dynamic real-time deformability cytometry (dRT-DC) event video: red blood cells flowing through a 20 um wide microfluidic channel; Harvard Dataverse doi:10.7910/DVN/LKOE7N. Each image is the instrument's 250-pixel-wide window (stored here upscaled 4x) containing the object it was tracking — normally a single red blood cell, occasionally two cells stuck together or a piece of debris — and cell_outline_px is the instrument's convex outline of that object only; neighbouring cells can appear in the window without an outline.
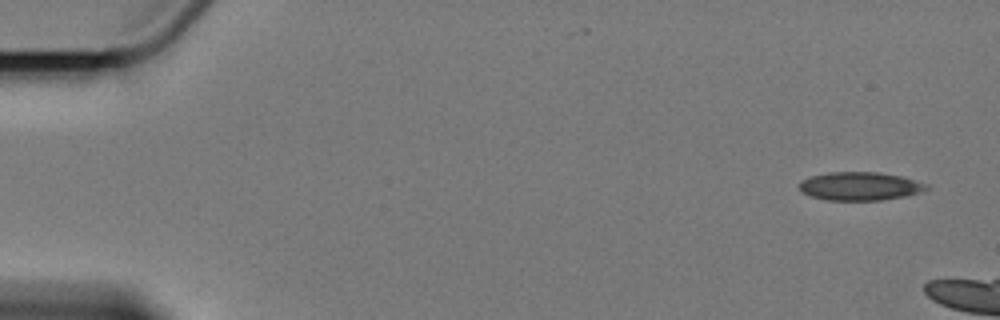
{"species": "Egyptian fruit bat (a non-hibernating species)", "species_latin": "Rousettus aegyptiacus", "temperature_condition": "cold", "stored_images_in_passage": 2, "camera_frame_rate_fps": 3000, "um_per_image_px": 0.085, "animal": {"sex": "female"}, "frame": {"image": 1, "passage_image": 1, "time_ms": 0.0, "image_size_px": [1000, 320], "cell_outline_px": [[932, 188], [924, 192], [908, 196], [880, 200], [828, 200], [812, 196], [800, 192], [800, 180], [812, 176], [828, 172], [880, 172], [900, 176], [928, 184]], "centroid_in_image_um": [73.15, 15.83], "position_along_channel_um": 11.8, "area_um2": 21.21}}